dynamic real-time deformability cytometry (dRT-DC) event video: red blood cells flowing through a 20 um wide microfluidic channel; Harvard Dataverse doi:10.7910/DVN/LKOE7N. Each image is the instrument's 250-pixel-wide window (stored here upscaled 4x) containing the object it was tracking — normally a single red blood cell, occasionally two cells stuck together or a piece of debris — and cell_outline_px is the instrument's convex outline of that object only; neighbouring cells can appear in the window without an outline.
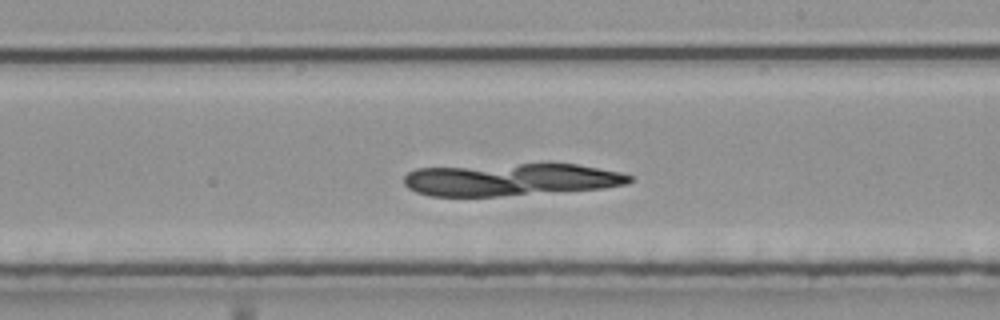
{"species": "common noctule bat (a hibernating species)", "species_latin": "Nyctalus noctula", "temperature_condition": "room temperature", "stored_images_in_passage": 45, "camera_frame_rate_fps": 3000, "um_per_image_px": 0.085, "animal": {"sex": "male", "body_mass_g": 20.4}, "frame": {"image": 1, "passage_image": 25, "time_ms": 8.0, "image_size_px": [1000, 320], "cell_outline_px": [[636, 180], [628, 184], [604, 188], [496, 196], [432, 196], [416, 192], [408, 188], [404, 184], [404, 176], [408, 172], [416, 168], [548, 160], [576, 164], [620, 172], [632, 176]], "centroid_in_image_um": [43.45, 15.2], "position_along_channel_um": 245.6, "area_um2": 44.33}}
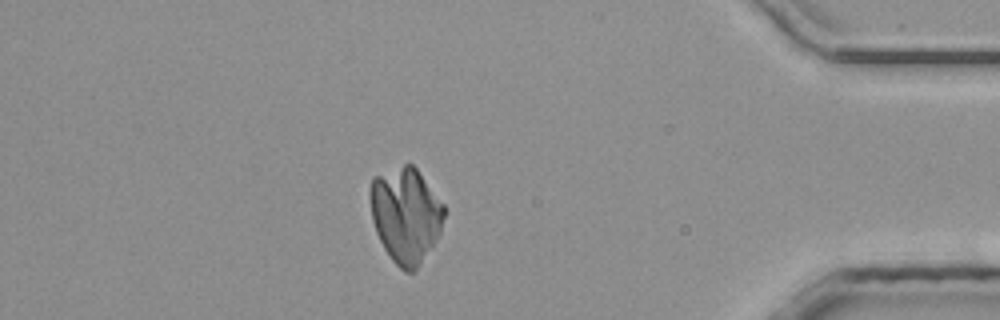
{"frame": {"image": 2, "passage_image": 39, "time_ms": 12.667, "image_size_px": [1000, 320], "cell_outline_px": [[444, 216], [440, 232], [436, 240], [416, 272], [404, 272], [392, 260], [384, 248], [376, 232], [372, 220], [368, 196], [368, 192], [372, 180], [376, 176], [404, 164], [412, 164], [416, 168], [444, 204]], "centroid_in_image_um": [34.47, 18.3], "position_along_channel_um": 400.7, "area_um2": 41.21}}